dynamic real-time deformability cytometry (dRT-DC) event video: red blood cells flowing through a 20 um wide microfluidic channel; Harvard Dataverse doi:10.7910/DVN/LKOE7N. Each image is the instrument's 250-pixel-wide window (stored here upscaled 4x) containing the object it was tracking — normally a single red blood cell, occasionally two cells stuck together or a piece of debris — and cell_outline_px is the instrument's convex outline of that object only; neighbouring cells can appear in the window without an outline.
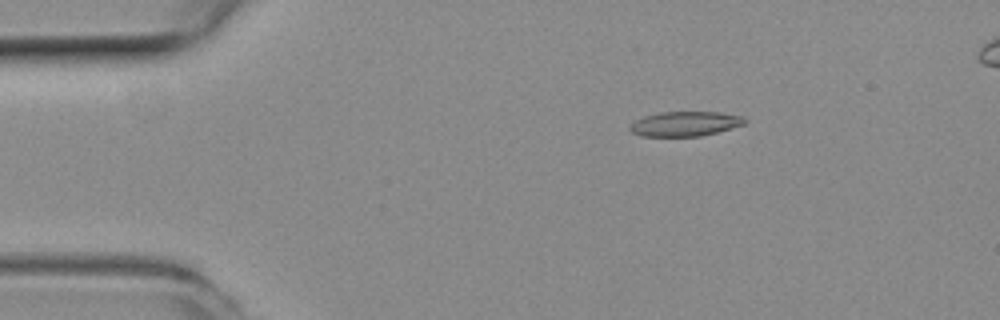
{"species": "common noctule bat (a hibernating species)", "species_latin": "Nyctalus noctula", "temperature_condition": "room temperature", "stored_images_in_passage": 49, "camera_frame_rate_fps": 3000, "um_per_image_px": 0.085, "animal": {"sex": "female", "body_mass_g": 19.3, "forearm_length_mm": 54.1}, "frame": {"image": 1, "passage_image": 6, "time_ms": 1.667, "image_size_px": [1000, 320], "cell_outline_px": [[748, 120], [744, 124], [716, 132], [700, 136], [640, 136], [632, 132], [628, 128], [636, 120], [644, 116], [660, 112], [720, 112], [744, 116]], "centroid_in_image_um": [58.24, 10.51], "position_along_channel_um": 26.8, "area_um2": 16.47}}
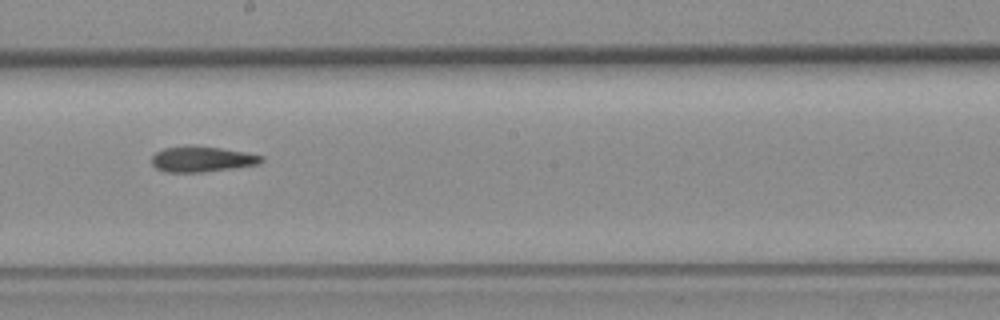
{"frame": {"image": 2, "passage_image": 26, "time_ms": 8.333, "image_size_px": [1000, 320], "cell_outline_px": [[264, 160], [260, 164], [204, 172], [164, 172], [156, 168], [152, 164], [152, 156], [156, 152], [164, 148], [188, 144], [192, 144], [220, 148], [244, 152], [264, 156]], "centroid_in_image_um": [17.14, 13.51], "position_along_channel_um": 231.1, "area_um2": 16.59}}
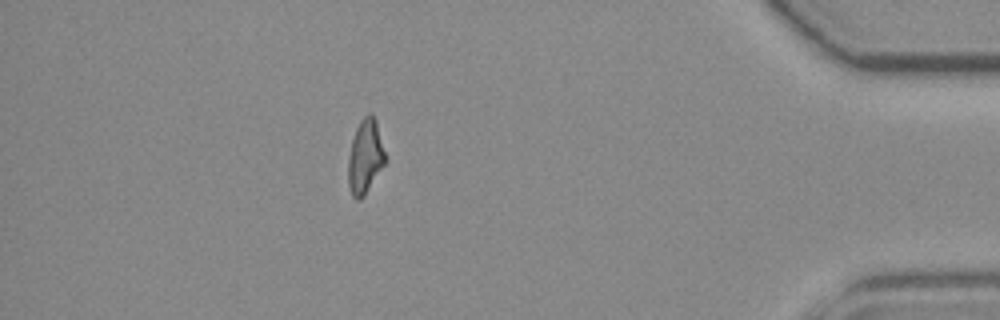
{"frame": {"image": 3, "passage_image": 43, "time_ms": 14.0, "image_size_px": [1000, 320], "cell_outline_px": [[384, 164], [364, 196], [360, 200], [356, 200], [352, 196], [348, 184], [348, 156], [352, 140], [356, 128], [360, 120], [368, 112], [372, 112], [376, 120], [384, 152]], "centroid_in_image_um": [31.01, 13.31], "position_along_channel_um": 404.2, "area_um2": 15.84}, "authors_computed_cell_mechanics": {"area_um2": 16.5308, "velocity_mm_per_s": 3.9551, "shape_relaxation_time_tau1_ms": null, "shape_relaxation_time_tau2_ms": 11.1457, "deformation_change_tau1": null, "deformation_change_tau2": 0.2461}}